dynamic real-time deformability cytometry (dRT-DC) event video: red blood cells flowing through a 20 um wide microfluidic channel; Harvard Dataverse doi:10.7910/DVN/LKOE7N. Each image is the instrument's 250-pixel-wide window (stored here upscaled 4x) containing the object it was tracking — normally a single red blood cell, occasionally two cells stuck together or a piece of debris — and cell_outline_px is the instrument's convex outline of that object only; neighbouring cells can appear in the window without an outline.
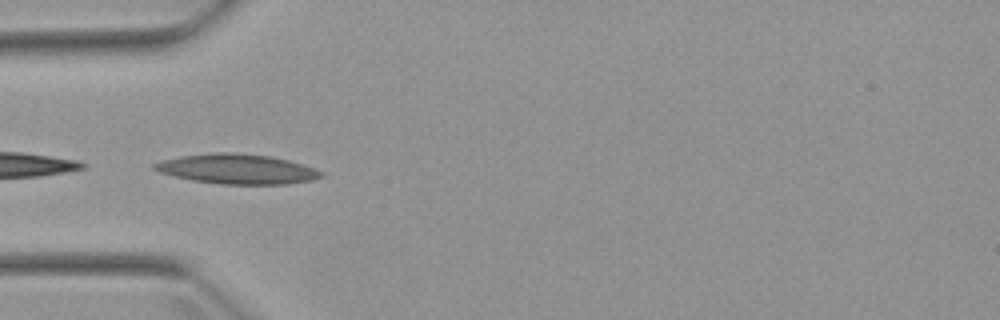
{"species": "Egyptian fruit bat (a non-hibernating species)", "species_latin": "Rousettus aegyptiacus", "temperature_condition": "warm", "stored_images_in_passage": 4, "camera_frame_rate_fps": 3000, "um_per_image_px": 0.085, "animal": {"sex": "female"}, "frame": {"image": 1, "passage_image": 3, "time_ms": 3.0, "image_size_px": [1000, 320], "cell_outline_px": [[324, 176], [312, 180], [288, 184], [220, 184], [192, 180], [160, 172], [152, 168], [152, 164], [164, 160], [180, 156], [220, 152], [232, 152], [272, 156], [304, 164], [324, 172]], "centroid_in_image_um": [20.2, 14.36], "position_along_channel_um": 64.8, "area_um2": 28.96}}
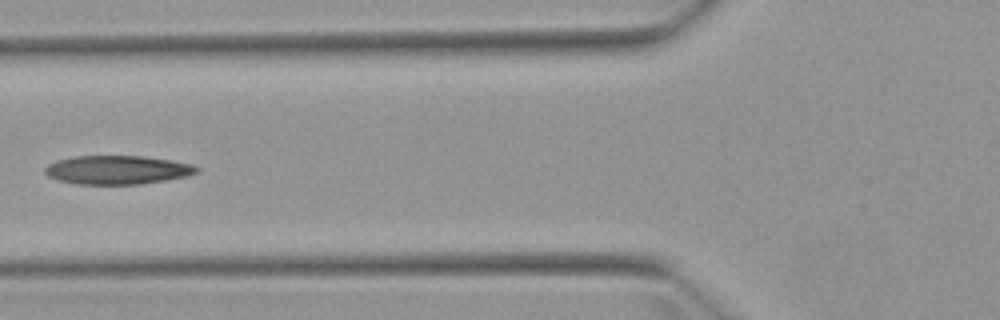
{"frame": {"image": 2, "passage_image": 4, "time_ms": 4.333, "image_size_px": [1000, 320], "cell_outline_px": [[200, 168], [196, 172], [188, 176], [140, 184], [76, 184], [60, 180], [48, 176], [44, 172], [44, 168], [48, 164], [56, 160], [76, 156], [144, 156], [172, 160], [192, 164]], "centroid_in_image_um": [9.97, 14.43], "position_along_channel_um": 115.8, "area_um2": 25.37}}